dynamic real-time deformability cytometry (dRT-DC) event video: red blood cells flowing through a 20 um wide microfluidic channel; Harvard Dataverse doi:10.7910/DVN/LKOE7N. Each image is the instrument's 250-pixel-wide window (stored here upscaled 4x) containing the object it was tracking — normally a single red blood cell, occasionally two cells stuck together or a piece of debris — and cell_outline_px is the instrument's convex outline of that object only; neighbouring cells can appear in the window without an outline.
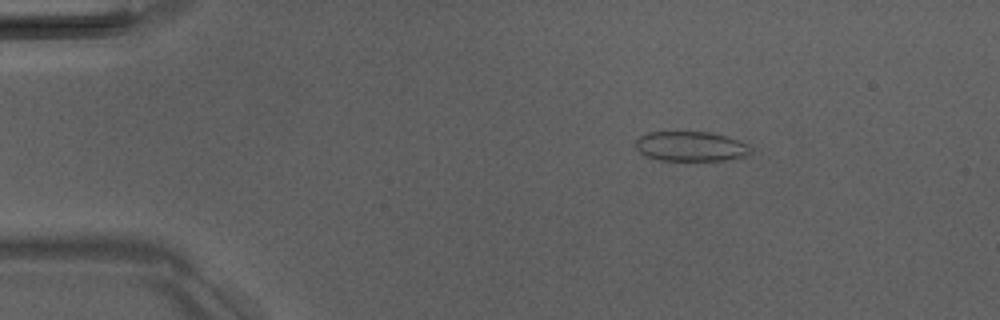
{"species": "Egyptian fruit bat (a non-hibernating species)", "species_latin": "Rousettus aegyptiacus", "temperature_condition": "room temperature", "stored_images_in_passage": 5, "camera_frame_rate_fps": 3000, "um_per_image_px": 0.085, "animal": {"sex": "male"}, "frame": {"image": 1, "passage_image": 3, "time_ms": 2.333, "image_size_px": [1000, 320], "cell_outline_px": [[752, 152], [748, 156], [724, 160], [660, 160], [648, 156], [640, 152], [632, 144], [640, 136], [648, 132], [712, 132], [736, 140], [752, 148]], "centroid_in_image_um": [58.69, 12.44], "position_along_channel_um": 26.3, "area_um2": 19.88}}